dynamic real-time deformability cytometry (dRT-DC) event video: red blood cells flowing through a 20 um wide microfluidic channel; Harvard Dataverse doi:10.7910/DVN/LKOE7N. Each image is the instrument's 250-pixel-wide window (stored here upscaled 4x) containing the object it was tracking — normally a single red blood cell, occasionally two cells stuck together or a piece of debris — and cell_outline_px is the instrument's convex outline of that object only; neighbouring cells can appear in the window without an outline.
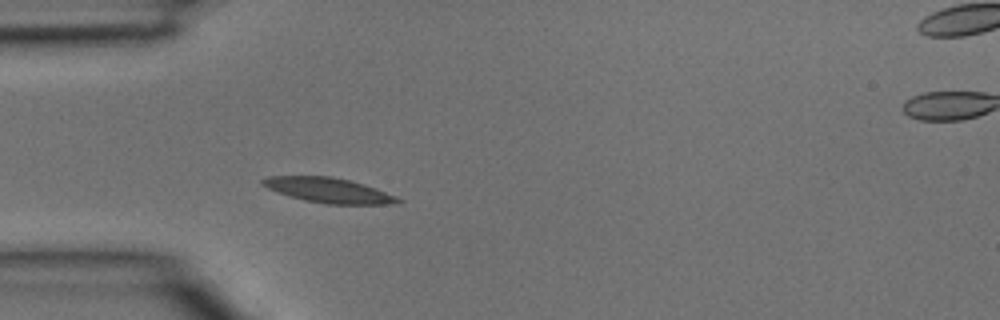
{"species": "common noctule bat (a hibernating species)", "species_latin": "Nyctalus noctula", "temperature_condition": "room temperature", "stored_images_in_passage": 24, "camera_frame_rate_fps": 3000, "um_per_image_px": 0.085, "animal": {"sex": "male", "body_mass_g": 15.6}, "frame": {"image": 1, "passage_image": 3, "time_ms": 0.667, "image_size_px": [1000, 320], "cell_outline_px": [[404, 200], [400, 204], [328, 204], [304, 200], [268, 188], [260, 184], [260, 180], [268, 176], [332, 176], [364, 184], [376, 188], [396, 196]], "centroid_in_image_um": [27.98, 16.17], "position_along_channel_um": 57.0, "area_um2": 19.59}}
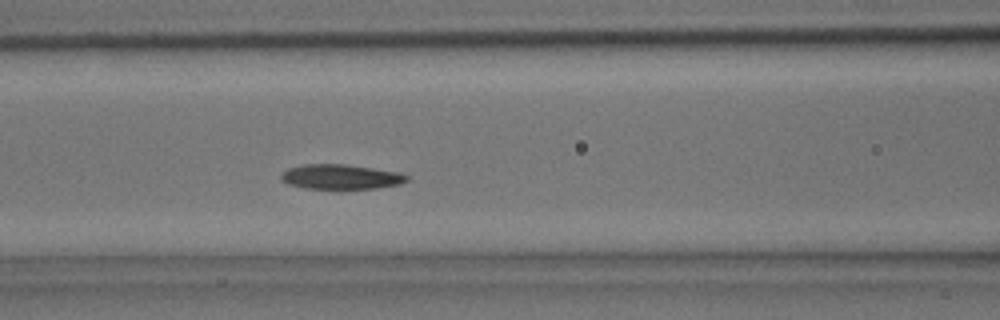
{"frame": {"image": 2, "passage_image": 8, "time_ms": 2.333, "image_size_px": [1000, 320], "cell_outline_px": [[408, 180], [400, 184], [376, 188], [304, 188], [288, 184], [280, 180], [280, 176], [288, 168], [304, 164], [348, 164], [400, 172], [408, 176]], "centroid_in_image_um": [28.97, 15.01], "position_along_channel_um": 137.6, "area_um2": 18.15}}
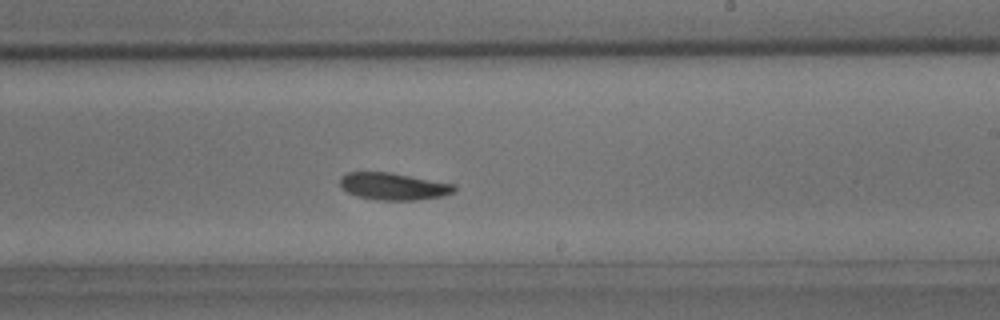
{"frame": {"image": 3, "passage_image": 15, "time_ms": 4.667, "image_size_px": [1000, 320], "cell_outline_px": [[456, 192], [444, 196], [416, 200], [376, 200], [356, 196], [340, 188], [340, 176], [348, 172], [388, 172], [456, 184]], "centroid_in_image_um": [33.45, 15.85], "position_along_channel_um": 255.6, "area_um2": 18.26}}